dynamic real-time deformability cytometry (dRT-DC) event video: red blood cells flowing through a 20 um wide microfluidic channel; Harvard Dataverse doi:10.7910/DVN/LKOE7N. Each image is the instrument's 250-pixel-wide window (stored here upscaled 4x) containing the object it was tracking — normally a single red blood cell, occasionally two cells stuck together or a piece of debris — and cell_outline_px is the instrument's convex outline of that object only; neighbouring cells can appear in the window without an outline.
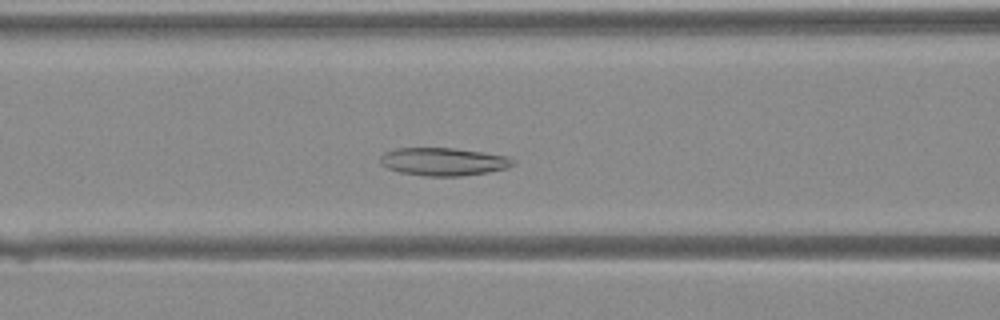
{"species": "Egyptian fruit bat (a non-hibernating species)", "species_latin": "Rousettus aegyptiacus", "temperature_condition": "warm", "stored_images_in_passage": 34, "camera_frame_rate_fps": 3000, "um_per_image_px": 0.085, "animal": {"sex": "female"}, "frame": {"image": 1, "passage_image": 9, "time_ms": 2.667, "image_size_px": [1000, 320], "cell_outline_px": [[516, 164], [508, 168], [488, 172], [460, 176], [424, 176], [400, 172], [388, 168], [380, 164], [380, 156], [384, 152], [396, 148], [456, 148], [484, 152], [508, 156], [516, 160]], "centroid_in_image_um": [37.72, 13.73], "position_along_channel_um": 128.9, "area_um2": 21.85}}
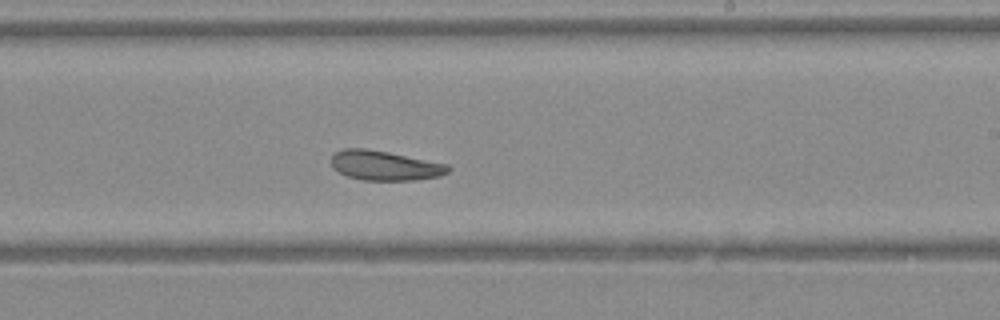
{"frame": {"image": 2, "passage_image": 17, "time_ms": 5.333, "image_size_px": [1000, 320], "cell_outline_px": [[452, 168], [448, 172], [440, 176], [416, 180], [364, 180], [348, 176], [332, 168], [332, 156], [336, 152], [344, 148], [364, 148], [388, 152], [448, 164]], "centroid_in_image_um": [32.73, 14.07], "position_along_channel_um": 256.3, "area_um2": 20.11}}
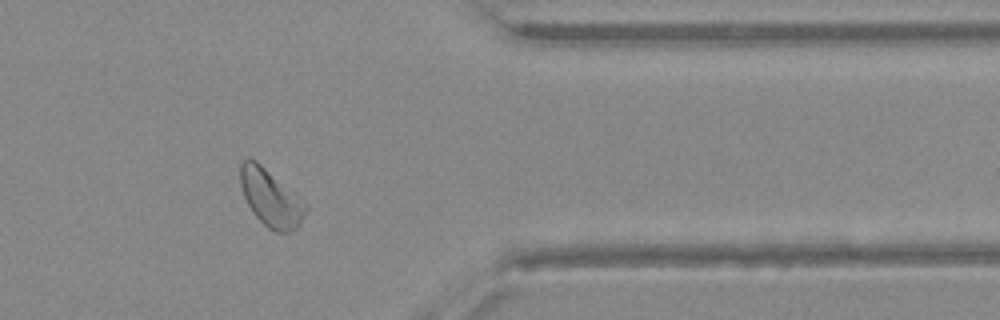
{"frame": {"image": 3, "passage_image": 26, "time_ms": 8.333, "image_size_px": [1000, 320], "cell_outline_px": [[308, 208], [300, 224], [296, 228], [288, 232], [276, 232], [268, 228], [252, 212], [244, 196], [240, 184], [240, 164], [248, 156], [256, 160], [308, 204]], "centroid_in_image_um": [23.01, 16.81], "position_along_channel_um": 388.4, "area_um2": 21.68}}